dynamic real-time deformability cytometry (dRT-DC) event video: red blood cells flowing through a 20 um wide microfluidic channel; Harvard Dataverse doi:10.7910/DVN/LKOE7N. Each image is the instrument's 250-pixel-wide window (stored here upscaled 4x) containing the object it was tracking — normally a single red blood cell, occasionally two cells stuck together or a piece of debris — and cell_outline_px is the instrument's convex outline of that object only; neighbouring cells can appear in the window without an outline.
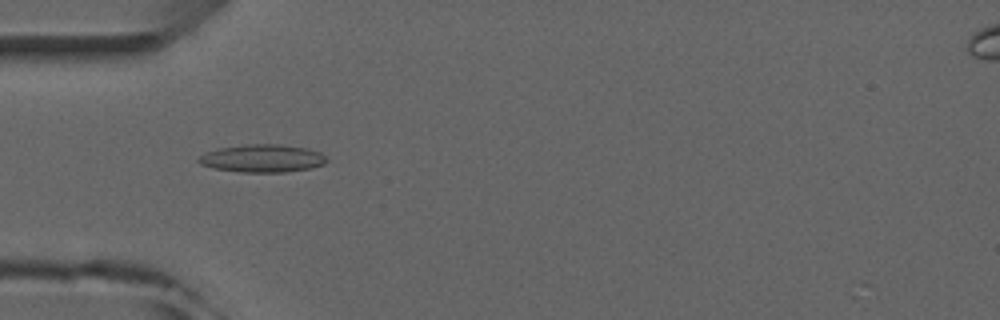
{"species": "common noctule bat (a hibernating species)", "species_latin": "Nyctalus noctula", "temperature_condition": "room temperature", "stored_images_in_passage": 5, "camera_frame_rate_fps": 3000, "um_per_image_px": 0.085, "animal": {"sex": "male", "forearm_length_mm": 52.5}, "frame": {"image": 1, "passage_image": 5, "time_ms": 4.333, "image_size_px": [1000, 320], "cell_outline_px": [[328, 160], [324, 164], [312, 168], [284, 172], [244, 172], [212, 168], [200, 164], [196, 160], [204, 152], [216, 148], [244, 144], [280, 144], [308, 148], [320, 152]], "centroid_in_image_um": [22.28, 13.45], "position_along_channel_um": 62.7, "area_um2": 20.98}}